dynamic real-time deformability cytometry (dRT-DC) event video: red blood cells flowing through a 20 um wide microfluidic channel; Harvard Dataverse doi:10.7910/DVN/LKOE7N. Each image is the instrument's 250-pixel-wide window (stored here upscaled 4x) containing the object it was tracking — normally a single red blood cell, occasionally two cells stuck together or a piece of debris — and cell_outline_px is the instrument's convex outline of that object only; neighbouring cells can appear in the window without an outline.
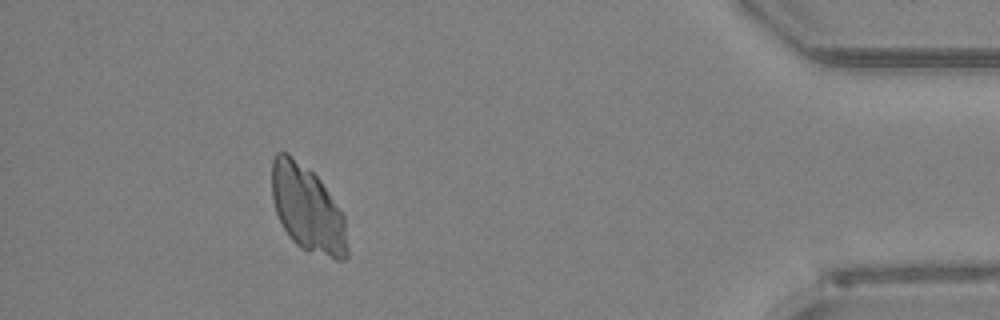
{"species": "Egyptian fruit bat (a non-hibernating species)", "species_latin": "Rousettus aegyptiacus", "temperature_condition": "room temperature", "stored_images_in_passage": 41, "camera_frame_rate_fps": 3000, "um_per_image_px": 0.085, "animal": {"sex": "female"}, "frame": {"image": 1, "passage_image": 37, "time_ms": 12.0, "image_size_px": [1000, 320], "cell_outline_px": [[348, 256], [344, 260], [336, 260], [300, 248], [288, 236], [276, 212], [272, 196], [272, 160], [276, 152], [288, 152], [312, 172], [320, 180], [344, 216], [348, 248]], "centroid_in_image_um": [26.13, 17.76], "position_along_channel_um": 409.1, "area_um2": 37.86}}